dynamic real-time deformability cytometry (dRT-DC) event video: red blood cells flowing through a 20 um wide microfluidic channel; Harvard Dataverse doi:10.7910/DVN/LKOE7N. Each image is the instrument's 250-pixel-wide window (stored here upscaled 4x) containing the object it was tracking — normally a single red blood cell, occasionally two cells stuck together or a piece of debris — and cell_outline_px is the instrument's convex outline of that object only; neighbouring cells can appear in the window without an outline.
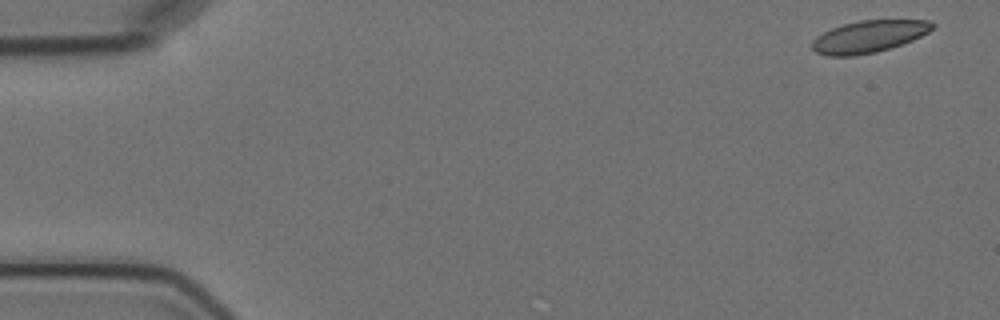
{"species": "Egyptian fruit bat (a non-hibernating species)", "species_latin": "Rousettus aegyptiacus", "temperature_condition": "cold", "stored_images_in_passage": 4, "camera_frame_rate_fps": 3000, "um_per_image_px": 0.085, "animal": {"sex": "female"}, "frame": {"image": 1, "passage_image": 1, "time_ms": 0.0, "image_size_px": [1000, 320], "cell_outline_px": [[936, 24], [928, 32], [912, 40], [876, 52], [852, 56], [828, 56], [816, 52], [812, 48], [812, 40], [816, 36], [832, 28], [844, 24], [860, 20], [928, 20]], "centroid_in_image_um": [73.83, 3.1], "position_along_channel_um": 11.2, "area_um2": 22.25}}
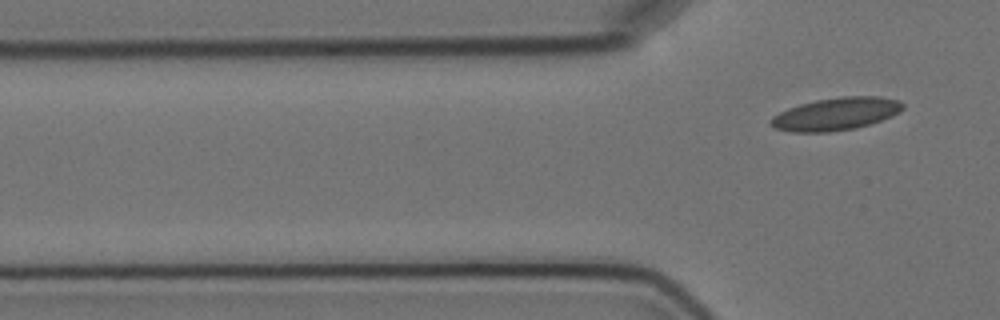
{"frame": {"image": 2, "passage_image": 4, "time_ms": 4.667, "image_size_px": [1000, 320], "cell_outline_px": [[904, 108], [900, 112], [892, 116], [856, 128], [828, 132], [792, 132], [772, 128], [768, 124], [768, 120], [772, 116], [788, 108], [800, 104], [816, 100], [840, 96], [880, 96], [900, 100], [904, 104]], "centroid_in_image_um": [71.03, 9.68], "position_along_channel_um": 54.8, "area_um2": 25.37}}